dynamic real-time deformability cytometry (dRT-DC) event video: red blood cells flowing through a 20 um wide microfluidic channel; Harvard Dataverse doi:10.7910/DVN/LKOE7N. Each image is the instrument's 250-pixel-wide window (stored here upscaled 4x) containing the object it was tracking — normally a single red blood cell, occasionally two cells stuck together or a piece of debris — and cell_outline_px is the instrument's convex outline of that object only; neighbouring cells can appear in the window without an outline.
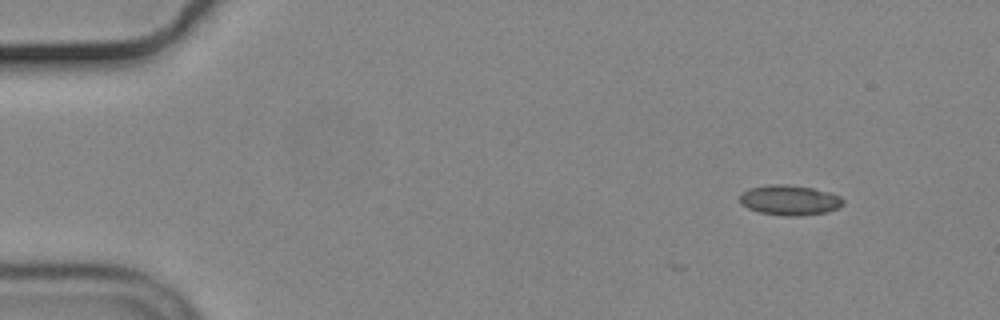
{"species": "common noctule bat (a hibernating species)", "species_latin": "Nyctalus noctula", "temperature_condition": "cold", "stored_images_in_passage": 2, "camera_frame_rate_fps": 3000, "um_per_image_px": 0.085, "animal": {"sex": "male", "body_mass_g": 19.2, "forearm_length_mm": 51.8}, "frame": {"image": 1, "passage_image": 2, "time_ms": 0.333, "image_size_px": [1000, 320], "cell_outline_px": [[844, 204], [840, 208], [828, 212], [800, 216], [780, 216], [760, 212], [748, 208], [740, 204], [740, 196], [748, 188], [772, 184], [784, 184], [812, 188], [828, 192], [840, 196], [844, 200]], "centroid_in_image_um": [67.14, 17.03], "position_along_channel_um": 17.9, "area_um2": 18.26}}